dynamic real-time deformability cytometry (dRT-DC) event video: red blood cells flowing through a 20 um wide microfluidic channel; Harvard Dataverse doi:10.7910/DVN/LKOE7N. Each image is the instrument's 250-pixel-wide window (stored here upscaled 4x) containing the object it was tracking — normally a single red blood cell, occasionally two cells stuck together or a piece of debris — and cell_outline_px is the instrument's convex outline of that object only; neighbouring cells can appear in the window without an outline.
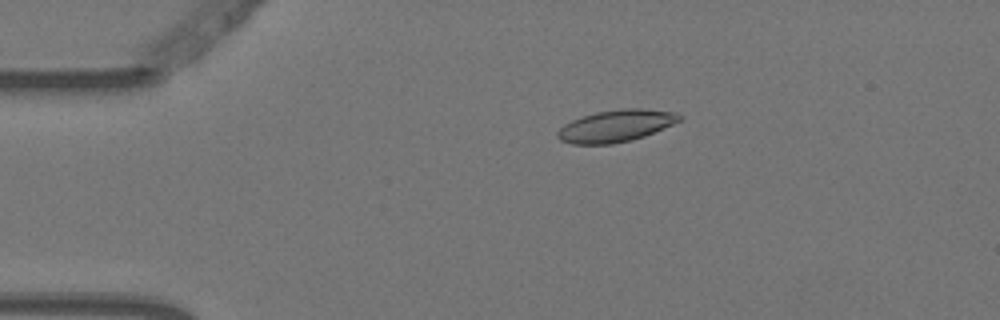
{"species": "Egyptian fruit bat (a non-hibernating species)", "species_latin": "Rousettus aegyptiacus", "temperature_condition": "warm", "stored_images_in_passage": 3, "camera_frame_rate_fps": 3000, "um_per_image_px": 0.085, "animal": {"sex": "female"}, "frame": {"image": 1, "passage_image": 1, "time_ms": 0.0, "image_size_px": [1000, 320], "cell_outline_px": [[680, 120], [672, 124], [644, 136], [612, 144], [572, 144], [560, 140], [556, 136], [556, 132], [564, 124], [572, 120], [596, 112], [620, 108], [640, 108], [676, 112], [680, 116]], "centroid_in_image_um": [52.31, 10.69], "position_along_channel_um": 32.7, "area_um2": 22.48}}
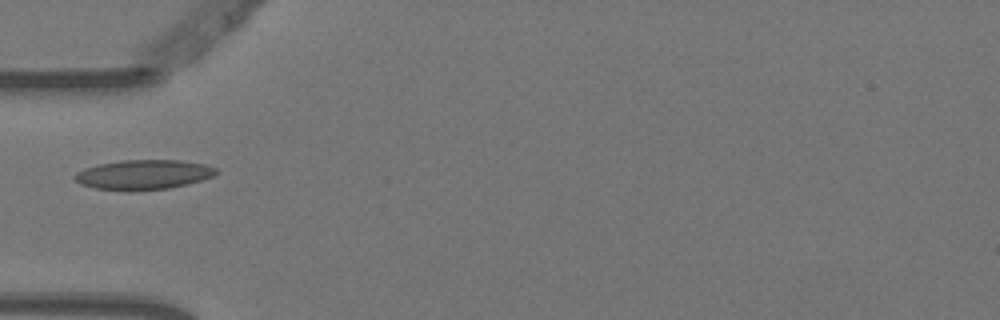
{"frame": {"image": 2, "passage_image": 3, "time_ms": 0.667, "image_size_px": [1000, 320], "cell_outline_px": [[220, 172], [212, 176], [188, 184], [168, 188], [96, 188], [80, 184], [72, 176], [76, 172], [84, 168], [100, 164], [120, 160], [184, 160], [204, 164], [216, 168]], "centroid_in_image_um": [12.23, 14.79], "position_along_channel_um": 72.8, "area_um2": 23.7}}